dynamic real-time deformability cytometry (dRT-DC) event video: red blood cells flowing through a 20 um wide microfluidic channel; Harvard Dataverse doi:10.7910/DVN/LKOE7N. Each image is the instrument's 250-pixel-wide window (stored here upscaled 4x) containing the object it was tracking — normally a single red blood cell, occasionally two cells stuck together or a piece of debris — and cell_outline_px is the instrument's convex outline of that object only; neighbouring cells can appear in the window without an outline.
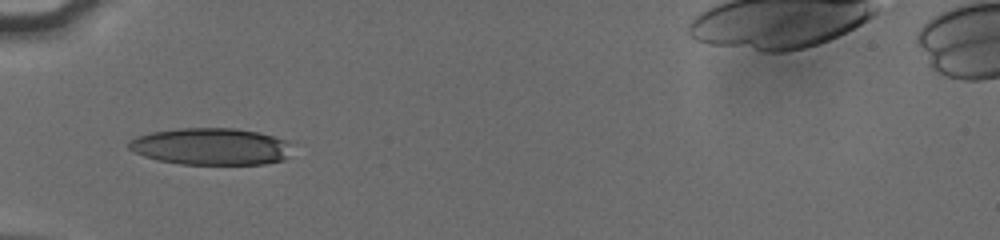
{"species": "human", "species_latin": "Homo sapiens", "temperature_condition": "cold", "stored_images_in_passage": 32, "camera_frame_rate_fps": 3000, "um_per_image_px": 0.085, "donor": {"sex": "male"}, "frame": {"image": 1, "passage_image": 1, "time_ms": 0.0, "image_size_px": [1000, 240], "cell_outline_px": [[288, 144], [284, 160], [264, 164], [180, 164], [160, 160], [144, 156], [128, 148], [128, 140], [136, 136], [152, 132], [176, 128], [236, 128], [256, 132], [272, 136], [284, 140]], "centroid_in_image_um": [17.84, 12.44], "position_along_channel_um": 67.2, "area_um2": 34.74}}
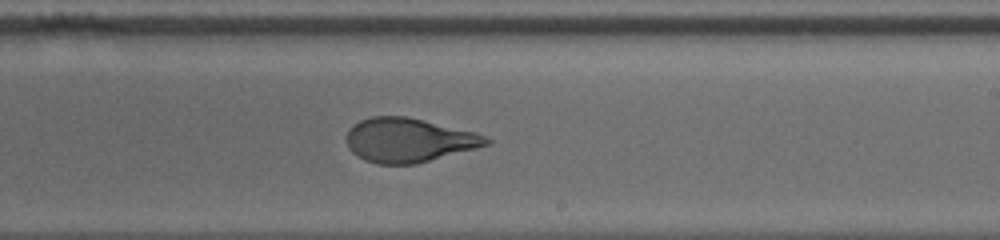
{"frame": {"image": 2, "passage_image": 16, "time_ms": 5.0, "image_size_px": [1000, 240], "cell_outline_px": [[492, 144], [416, 164], [376, 164], [364, 160], [352, 152], [348, 148], [348, 128], [352, 124], [360, 120], [372, 116], [408, 116], [476, 132], [492, 140]], "centroid_in_image_um": [34.75, 11.91], "position_along_channel_um": 254.2, "area_um2": 36.13}}
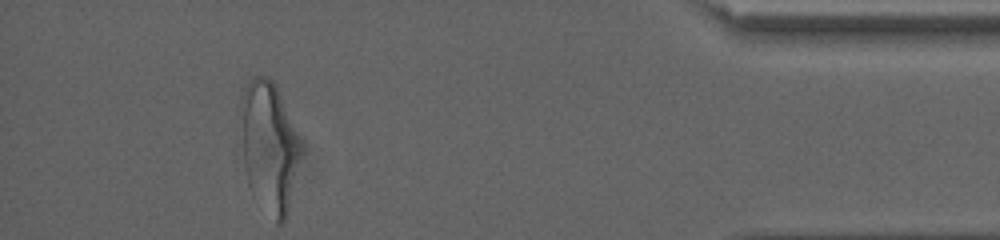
{"frame": {"image": 3, "passage_image": 32, "time_ms": 10.333, "image_size_px": [1000, 240], "cell_outline_px": [[300, 152], [288, 212], [284, 224], [276, 224], [252, 196], [248, 184], [244, 164], [240, 108], [240, 100], [244, 88], [248, 80], [256, 76], [268, 76], [276, 84], [300, 140]], "centroid_in_image_um": [22.85, 12.48], "position_along_channel_um": 412.4, "area_um2": 45.6}, "authors_computed_cell_mechanics": {"area_um2": 36.5585, "velocity_mm_per_s": 3.8346, "shape_relaxation_time_tau1_ms": 5.5712, "shape_relaxation_time_tau2_ms": 0.7626, "deformation_change_tau1": 0.2108, "deformation_change_tau2": 0.0771}}